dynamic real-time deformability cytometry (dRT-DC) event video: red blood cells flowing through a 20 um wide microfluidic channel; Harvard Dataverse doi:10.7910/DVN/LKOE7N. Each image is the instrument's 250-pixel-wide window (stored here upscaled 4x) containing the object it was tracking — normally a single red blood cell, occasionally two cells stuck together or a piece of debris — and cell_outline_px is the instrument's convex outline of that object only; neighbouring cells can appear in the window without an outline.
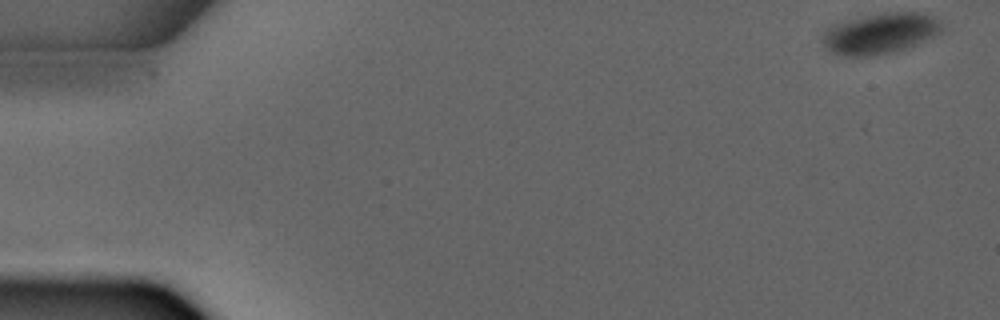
{"species": "common noctule bat (a hibernating species)", "species_latin": "Nyctalus noctula", "temperature_condition": "warm", "stored_images_in_passage": 5, "camera_frame_rate_fps": 3000, "um_per_image_px": 0.085, "animal": {"sex": "male", "forearm_length_mm": 52.5}, "frame": {"image": 1, "passage_image": 1, "time_ms": 0.0, "image_size_px": [1000, 320], "cell_outline_px": [[940, 32], [924, 40], [904, 48], [892, 52], [868, 56], [848, 56], [832, 52], [824, 44], [824, 32], [832, 24], [864, 16], [884, 12], [920, 12], [932, 16], [940, 20]], "centroid_in_image_um": [74.81, 2.82], "position_along_channel_um": 10.2, "area_um2": 27.69}}